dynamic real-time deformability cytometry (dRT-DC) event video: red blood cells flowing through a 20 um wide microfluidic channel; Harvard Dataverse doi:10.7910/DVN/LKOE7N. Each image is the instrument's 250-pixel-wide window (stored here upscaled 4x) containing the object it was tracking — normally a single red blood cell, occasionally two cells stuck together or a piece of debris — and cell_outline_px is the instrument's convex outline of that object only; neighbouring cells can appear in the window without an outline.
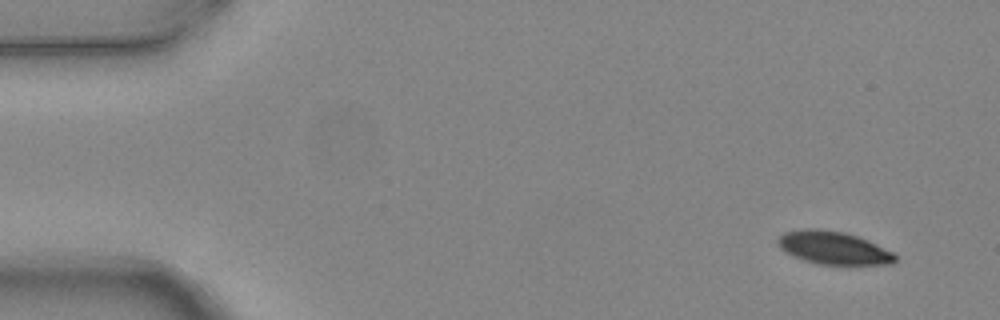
{"species": "common noctule bat (a hibernating species)", "species_latin": "Nyctalus noctula", "temperature_condition": "warm", "stored_images_in_passage": 5, "camera_frame_rate_fps": 3000, "um_per_image_px": 0.085, "animal": {"sex": "female", "body_mass_g": 24.6, "forearm_length_mm": 56.2}, "frame": {"image": 1, "passage_image": 1, "time_ms": 0.0, "image_size_px": [1000, 320], "cell_outline_px": [[896, 260], [892, 264], [820, 264], [804, 260], [784, 252], [776, 244], [776, 240], [784, 232], [804, 228], [820, 228], [844, 232], [868, 240], [892, 252], [896, 256]], "centroid_in_image_um": [70.79, 21.05], "position_along_channel_um": 14.2, "area_um2": 22.48}}
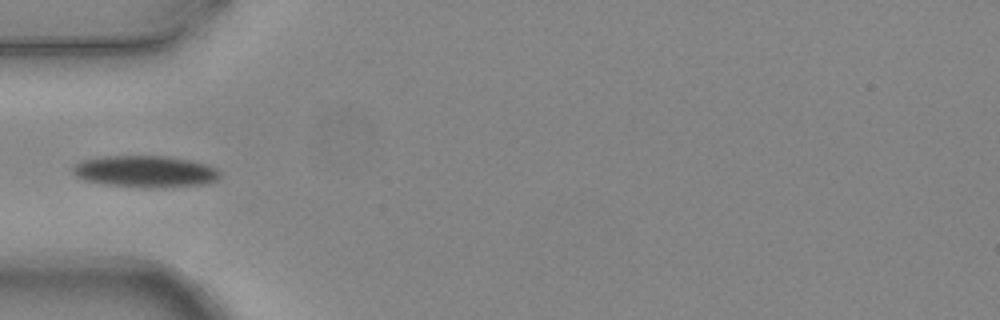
{"frame": {"image": 2, "passage_image": 5, "time_ms": 1.333, "image_size_px": [1000, 320], "cell_outline_px": [[220, 176], [216, 180], [204, 184], [156, 188], [104, 184], [84, 180], [76, 176], [72, 172], [72, 168], [76, 164], [84, 160], [104, 156], [164, 156], [188, 160], [208, 164], [216, 168], [220, 172]], "centroid_in_image_um": [12.36, 14.58], "position_along_channel_um": 72.6, "area_um2": 26.99}}